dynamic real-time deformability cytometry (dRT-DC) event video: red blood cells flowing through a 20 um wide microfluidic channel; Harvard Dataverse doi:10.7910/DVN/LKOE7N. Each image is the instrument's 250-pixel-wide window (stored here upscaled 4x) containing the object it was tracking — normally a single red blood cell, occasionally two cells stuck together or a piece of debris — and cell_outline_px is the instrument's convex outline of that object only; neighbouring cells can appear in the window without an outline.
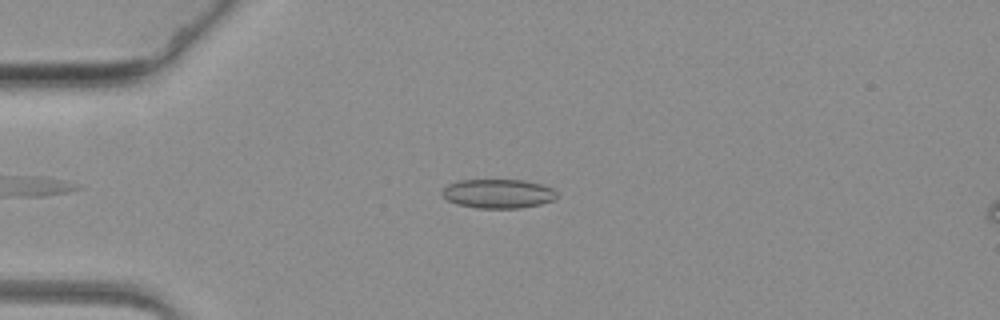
{"species": "common noctule bat (a hibernating species)", "species_latin": "Nyctalus noctula", "temperature_condition": "warm", "stored_images_in_passage": 43, "camera_frame_rate_fps": 3000, "um_per_image_px": 0.085, "animal": {"sex": "female", "body_mass_g": 19.3, "forearm_length_mm": 54.1}, "frame": {"image": 1, "passage_image": 2, "time_ms": 0.333, "image_size_px": [1000, 320], "cell_outline_px": [[556, 200], [540, 204], [520, 208], [476, 208], [456, 204], [448, 200], [440, 192], [448, 184], [460, 180], [524, 180], [540, 184], [552, 188], [556, 192]], "centroid_in_image_um": [42.34, 16.46], "position_along_channel_um": 42.7, "area_um2": 19.48}}
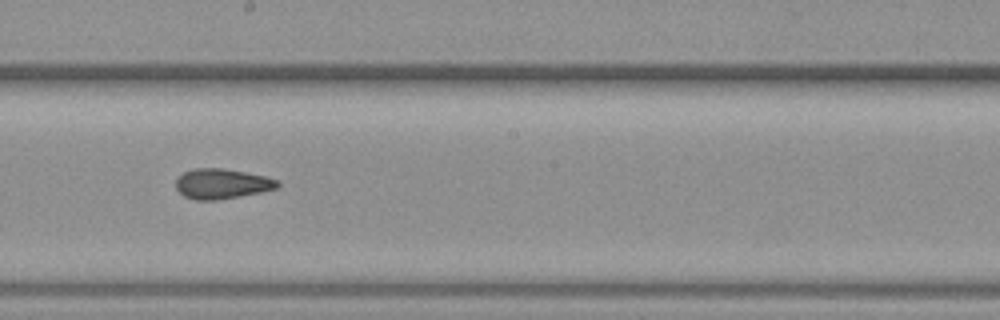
{"frame": {"image": 2, "passage_image": 21, "time_ms": 6.667, "image_size_px": [1000, 320], "cell_outline_px": [[280, 184], [276, 188], [260, 192], [216, 200], [196, 200], [184, 196], [176, 188], [176, 180], [184, 172], [192, 168], [224, 168], [264, 176], [280, 180]], "centroid_in_image_um": [18.85, 15.61], "position_along_channel_um": 229.3, "area_um2": 17.69}}
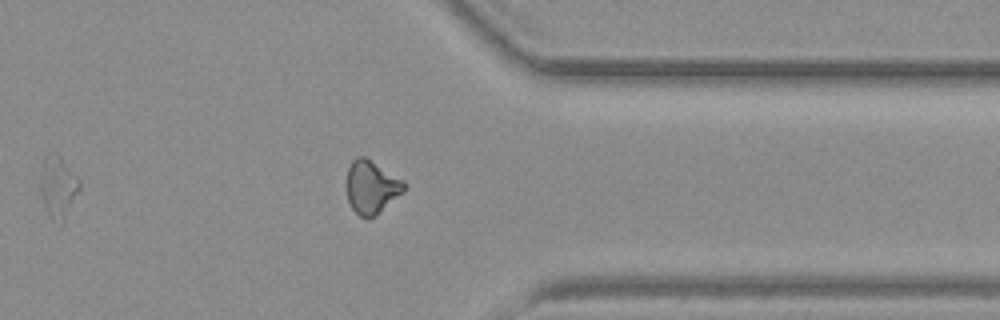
{"frame": {"image": 3, "passage_image": 35, "time_ms": 11.333, "image_size_px": [1000, 320], "cell_outline_px": [[404, 192], [376, 216], [368, 220], [360, 216], [352, 208], [348, 200], [344, 184], [348, 168], [352, 160], [356, 156], [364, 156], [404, 180]], "centroid_in_image_um": [31.54, 15.91], "position_along_channel_um": 379.9, "area_um2": 18.21}}